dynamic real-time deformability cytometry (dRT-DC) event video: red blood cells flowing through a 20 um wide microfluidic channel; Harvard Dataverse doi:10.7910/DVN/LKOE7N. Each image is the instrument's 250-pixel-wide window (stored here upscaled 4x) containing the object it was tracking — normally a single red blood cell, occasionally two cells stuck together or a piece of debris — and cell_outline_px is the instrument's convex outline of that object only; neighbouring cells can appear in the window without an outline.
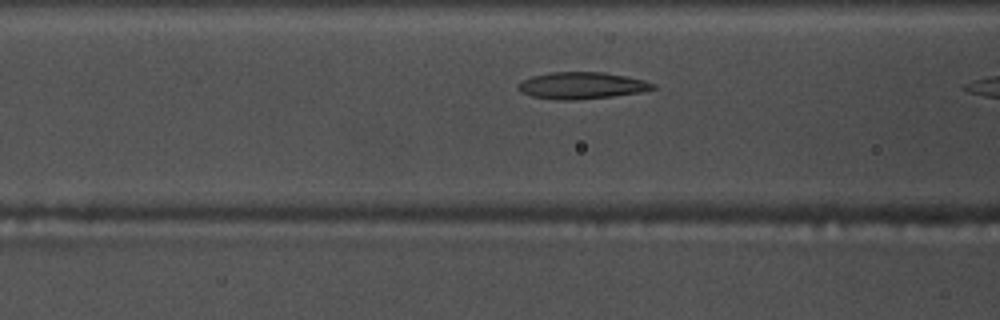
{"species": "common noctule bat (a hibernating species)", "species_latin": "Nyctalus noctula", "temperature_condition": "warm", "stored_images_in_passage": 10, "camera_frame_rate_fps": 3000, "um_per_image_px": 0.085, "animal": {"sex": "male", "body_mass_g": 17.5, "forearm_length_mm": 52.3}, "frame": {"image": 1, "passage_image": 9, "time_ms": 2.667, "image_size_px": [1000, 320], "cell_outline_px": [[656, 88], [640, 92], [612, 96], [576, 100], [556, 100], [532, 96], [520, 92], [516, 88], [516, 84], [532, 76], [552, 72], [604, 72], [644, 80], [656, 84]], "centroid_in_image_um": [49.41, 7.27], "position_along_channel_um": 117.2, "area_um2": 21.04}}